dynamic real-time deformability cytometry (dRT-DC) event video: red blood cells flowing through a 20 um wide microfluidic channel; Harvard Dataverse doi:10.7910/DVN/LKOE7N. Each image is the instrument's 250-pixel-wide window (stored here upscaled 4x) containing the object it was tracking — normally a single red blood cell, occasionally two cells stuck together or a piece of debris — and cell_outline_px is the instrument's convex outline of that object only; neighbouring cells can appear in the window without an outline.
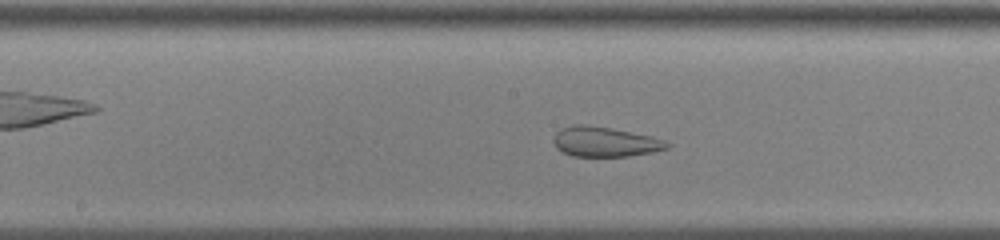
{"species": "common noctule bat (a hibernating species)", "species_latin": "Nyctalus noctula", "temperature_condition": "cold", "stored_images_in_passage": 41, "camera_frame_rate_fps": 3000, "um_per_image_px": 0.085, "animal": {"sex": "male", "body_mass_g": 13.0, "forearm_length_mm": 53.1}, "frame": {"image": 1, "passage_image": 18, "time_ms": 5.667, "image_size_px": [1000, 240], "cell_outline_px": [[672, 144], [668, 148], [652, 152], [628, 156], [572, 156], [560, 152], [556, 148], [552, 140], [556, 132], [560, 128], [576, 124], [584, 124], [612, 128], [652, 136], [664, 140]], "centroid_in_image_um": [51.39, 12.05], "position_along_channel_um": 196.8, "area_um2": 20.0}}
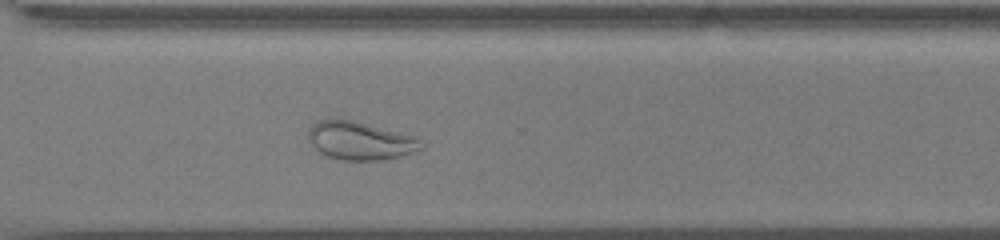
{"frame": {"image": 2, "passage_image": 30, "time_ms": 9.667, "image_size_px": [1000, 240], "cell_outline_px": [[424, 148], [400, 156], [376, 160], [344, 160], [328, 156], [320, 152], [308, 140], [308, 132], [312, 124], [328, 116], [352, 120], [416, 136], [420, 140]], "centroid_in_image_um": [30.58, 11.93], "position_along_channel_um": 340.0, "area_um2": 25.2}}